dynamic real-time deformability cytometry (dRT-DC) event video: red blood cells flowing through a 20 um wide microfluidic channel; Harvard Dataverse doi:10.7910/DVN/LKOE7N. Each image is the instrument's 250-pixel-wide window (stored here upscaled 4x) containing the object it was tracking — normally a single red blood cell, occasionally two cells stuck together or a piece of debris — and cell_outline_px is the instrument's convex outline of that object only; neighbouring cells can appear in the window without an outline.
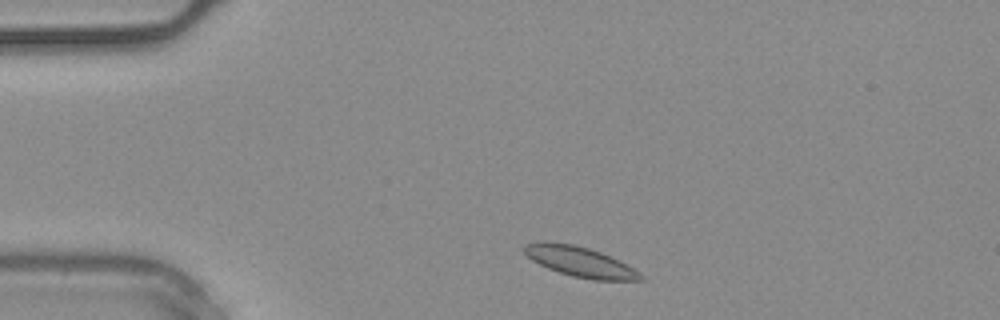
{"species": "common noctule bat (a hibernating species)", "species_latin": "Nyctalus noctula", "temperature_condition": "warm", "stored_images_in_passage": 1, "camera_frame_rate_fps": 3000, "um_per_image_px": 0.085, "animal": {"sex": "male", "body_mass_g": 20.4}, "frame": {"image": 1, "passage_image": 1, "time_ms": 0.0, "image_size_px": [1000, 320], "cell_outline_px": [[644, 280], [592, 280], [572, 276], [548, 268], [532, 260], [520, 248], [524, 244], [572, 244], [588, 248], [600, 252], [620, 260], [640, 272], [644, 276]], "centroid_in_image_um": [49.38, 22.29], "position_along_channel_um": 35.6, "area_um2": 19.88}}